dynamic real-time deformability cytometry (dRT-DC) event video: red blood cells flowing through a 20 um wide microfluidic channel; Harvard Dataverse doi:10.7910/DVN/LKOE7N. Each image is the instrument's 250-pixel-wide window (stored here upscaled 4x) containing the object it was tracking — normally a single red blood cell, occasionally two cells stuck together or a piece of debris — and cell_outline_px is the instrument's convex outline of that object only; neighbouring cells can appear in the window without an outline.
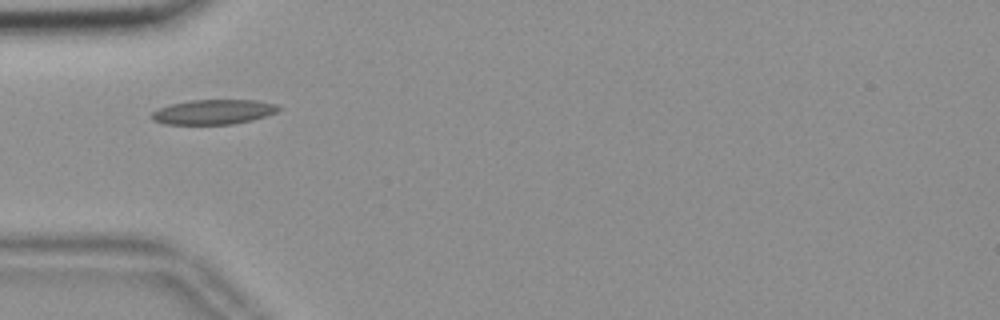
{"species": "common noctule bat (a hibernating species)", "species_latin": "Nyctalus noctula", "temperature_condition": "room temperature", "stored_images_in_passage": 10, "camera_frame_rate_fps": 3000, "um_per_image_px": 0.085, "animal": {"sex": "female", "body_mass_g": 18.4}, "frame": {"image": 1, "passage_image": 1, "time_ms": 0.0, "image_size_px": [1000, 320], "cell_outline_px": [[280, 108], [276, 112], [252, 120], [232, 124], [164, 124], [152, 120], [152, 112], [168, 104], [192, 100], [256, 100], [280, 104]], "centroid_in_image_um": [18.15, 9.51], "position_along_channel_um": 66.8, "area_um2": 18.32}}